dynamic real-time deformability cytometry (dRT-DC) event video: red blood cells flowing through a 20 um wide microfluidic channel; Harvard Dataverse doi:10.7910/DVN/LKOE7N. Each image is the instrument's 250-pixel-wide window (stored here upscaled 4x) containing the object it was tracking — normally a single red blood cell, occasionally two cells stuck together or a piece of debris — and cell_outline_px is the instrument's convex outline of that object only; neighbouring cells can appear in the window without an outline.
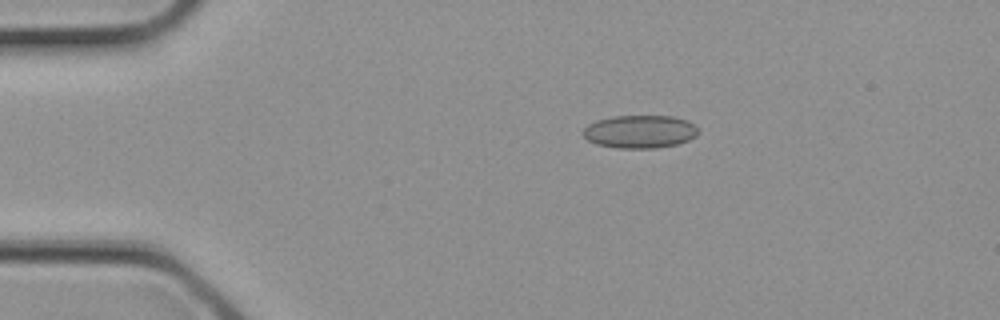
{"species": "common noctule bat (a hibernating species)", "species_latin": "Nyctalus noctula", "temperature_condition": "cold", "stored_images_in_passage": 3, "camera_frame_rate_fps": 3000, "um_per_image_px": 0.085, "animal": {"sex": "female", "body_mass_g": 21.9}, "frame": {"image": 1, "passage_image": 2, "time_ms": 0.333, "image_size_px": [1000, 320], "cell_outline_px": [[696, 136], [688, 140], [676, 144], [656, 148], [620, 148], [596, 144], [588, 140], [580, 132], [588, 124], [596, 120], [616, 116], [672, 116], [688, 120], [696, 128]], "centroid_in_image_um": [54.35, 11.18], "position_along_channel_um": 30.7, "area_um2": 22.02}}
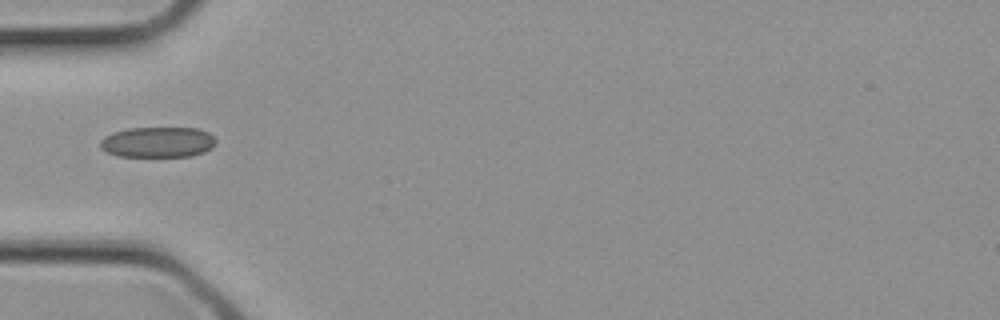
{"frame": {"image": 2, "passage_image": 3, "time_ms": 0.667, "image_size_px": [1000, 320], "cell_outline_px": [[216, 144], [212, 148], [204, 152], [192, 156], [116, 156], [100, 148], [100, 140], [104, 136], [112, 132], [128, 128], [200, 128], [208, 132], [216, 140]], "centroid_in_image_um": [13.41, 12.08], "position_along_channel_um": 71.6, "area_um2": 20.75}}